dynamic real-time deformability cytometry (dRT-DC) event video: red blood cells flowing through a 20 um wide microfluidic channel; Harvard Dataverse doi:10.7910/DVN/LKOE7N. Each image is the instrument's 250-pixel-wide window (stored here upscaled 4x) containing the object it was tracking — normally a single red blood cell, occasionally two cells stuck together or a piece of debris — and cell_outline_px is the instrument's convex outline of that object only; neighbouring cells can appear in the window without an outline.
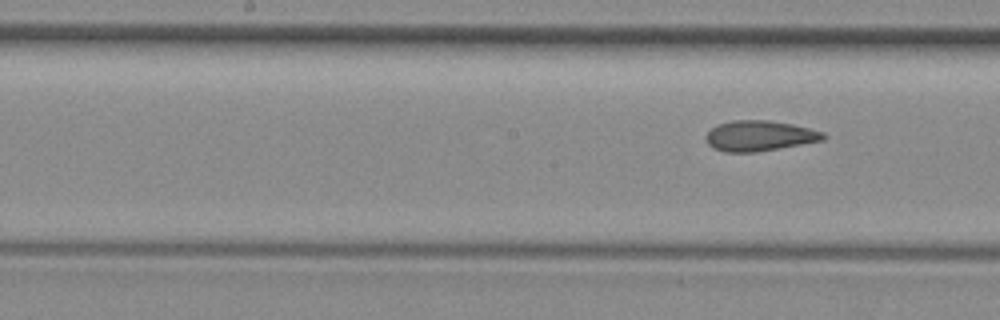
{"species": "common noctule bat (a hibernating species)", "species_latin": "Nyctalus noctula", "temperature_condition": "room temperature", "stored_images_in_passage": 7, "camera_frame_rate_fps": 3000, "um_per_image_px": 0.085, "animal": {"sex": "female", "body_mass_g": 29.2, "forearm_length_mm": 56.3}, "frame": {"image": 1, "passage_image": 7, "time_ms": 7.0, "image_size_px": [1000, 320], "cell_outline_px": [[828, 136], [824, 140], [756, 152], [724, 152], [712, 148], [708, 144], [704, 136], [716, 124], [732, 120], [768, 120], [792, 124], [824, 132]], "centroid_in_image_um": [64.53, 11.54], "position_along_channel_um": 183.7, "area_um2": 20.92}}